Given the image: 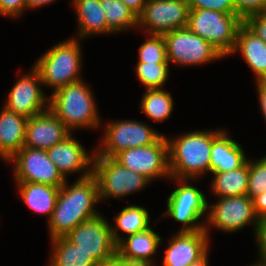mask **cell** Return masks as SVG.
Here are the masks:
<instances>
[{"label": "cell", "mask_w": 266, "mask_h": 266, "mask_svg": "<svg viewBox=\"0 0 266 266\" xmlns=\"http://www.w3.org/2000/svg\"><path fill=\"white\" fill-rule=\"evenodd\" d=\"M60 187L49 223L51 239L65 237L79 224L97 217L94 205L100 201L98 184L93 174H82L72 185Z\"/></svg>", "instance_id": "cell-1"}, {"label": "cell", "mask_w": 266, "mask_h": 266, "mask_svg": "<svg viewBox=\"0 0 266 266\" xmlns=\"http://www.w3.org/2000/svg\"><path fill=\"white\" fill-rule=\"evenodd\" d=\"M222 131H195L167 139L170 178L188 179L210 172L212 141Z\"/></svg>", "instance_id": "cell-2"}, {"label": "cell", "mask_w": 266, "mask_h": 266, "mask_svg": "<svg viewBox=\"0 0 266 266\" xmlns=\"http://www.w3.org/2000/svg\"><path fill=\"white\" fill-rule=\"evenodd\" d=\"M48 99L49 109L70 131L99 126L94 97L82 80L57 89Z\"/></svg>", "instance_id": "cell-3"}, {"label": "cell", "mask_w": 266, "mask_h": 266, "mask_svg": "<svg viewBox=\"0 0 266 266\" xmlns=\"http://www.w3.org/2000/svg\"><path fill=\"white\" fill-rule=\"evenodd\" d=\"M243 19L238 14H227L209 9H189L187 27L209 42L224 57L231 55L236 44L238 28Z\"/></svg>", "instance_id": "cell-4"}, {"label": "cell", "mask_w": 266, "mask_h": 266, "mask_svg": "<svg viewBox=\"0 0 266 266\" xmlns=\"http://www.w3.org/2000/svg\"><path fill=\"white\" fill-rule=\"evenodd\" d=\"M78 39H69L45 52L35 63L43 85L54 87V92L81 79V49Z\"/></svg>", "instance_id": "cell-5"}, {"label": "cell", "mask_w": 266, "mask_h": 266, "mask_svg": "<svg viewBox=\"0 0 266 266\" xmlns=\"http://www.w3.org/2000/svg\"><path fill=\"white\" fill-rule=\"evenodd\" d=\"M92 166L100 200L129 195L150 182L143 175L122 166L114 158L94 157Z\"/></svg>", "instance_id": "cell-6"}, {"label": "cell", "mask_w": 266, "mask_h": 266, "mask_svg": "<svg viewBox=\"0 0 266 266\" xmlns=\"http://www.w3.org/2000/svg\"><path fill=\"white\" fill-rule=\"evenodd\" d=\"M167 61L179 65H198L224 56L188 27L163 34Z\"/></svg>", "instance_id": "cell-7"}, {"label": "cell", "mask_w": 266, "mask_h": 266, "mask_svg": "<svg viewBox=\"0 0 266 266\" xmlns=\"http://www.w3.org/2000/svg\"><path fill=\"white\" fill-rule=\"evenodd\" d=\"M105 129L103 147L93 152L94 157L113 158L122 150L151 145L162 136L148 125L131 120L108 123Z\"/></svg>", "instance_id": "cell-8"}, {"label": "cell", "mask_w": 266, "mask_h": 266, "mask_svg": "<svg viewBox=\"0 0 266 266\" xmlns=\"http://www.w3.org/2000/svg\"><path fill=\"white\" fill-rule=\"evenodd\" d=\"M65 238L90 254L98 263L116 258L112 227L101 215L79 224Z\"/></svg>", "instance_id": "cell-9"}, {"label": "cell", "mask_w": 266, "mask_h": 266, "mask_svg": "<svg viewBox=\"0 0 266 266\" xmlns=\"http://www.w3.org/2000/svg\"><path fill=\"white\" fill-rule=\"evenodd\" d=\"M113 158L149 181L157 177L170 176L168 142L164 135L151 145L122 150Z\"/></svg>", "instance_id": "cell-10"}, {"label": "cell", "mask_w": 266, "mask_h": 266, "mask_svg": "<svg viewBox=\"0 0 266 266\" xmlns=\"http://www.w3.org/2000/svg\"><path fill=\"white\" fill-rule=\"evenodd\" d=\"M180 181V187L175 189L167 200V211L174 220L183 223L179 232H196L206 229L203 223L196 224L206 210H208L207 199L204 193L196 187L185 183L187 179H175ZM195 223V224H194Z\"/></svg>", "instance_id": "cell-11"}, {"label": "cell", "mask_w": 266, "mask_h": 266, "mask_svg": "<svg viewBox=\"0 0 266 266\" xmlns=\"http://www.w3.org/2000/svg\"><path fill=\"white\" fill-rule=\"evenodd\" d=\"M16 182H33L61 187L66 179L50 160L46 150L23 146L11 159Z\"/></svg>", "instance_id": "cell-12"}, {"label": "cell", "mask_w": 266, "mask_h": 266, "mask_svg": "<svg viewBox=\"0 0 266 266\" xmlns=\"http://www.w3.org/2000/svg\"><path fill=\"white\" fill-rule=\"evenodd\" d=\"M188 0H148L138 16V25L149 34L163 35L187 27Z\"/></svg>", "instance_id": "cell-13"}, {"label": "cell", "mask_w": 266, "mask_h": 266, "mask_svg": "<svg viewBox=\"0 0 266 266\" xmlns=\"http://www.w3.org/2000/svg\"><path fill=\"white\" fill-rule=\"evenodd\" d=\"M208 225L225 232L241 230L250 222H254L255 233L260 224L254 211L253 200L245 196L219 198L216 204L208 205Z\"/></svg>", "instance_id": "cell-14"}, {"label": "cell", "mask_w": 266, "mask_h": 266, "mask_svg": "<svg viewBox=\"0 0 266 266\" xmlns=\"http://www.w3.org/2000/svg\"><path fill=\"white\" fill-rule=\"evenodd\" d=\"M29 75H25L16 82L8 95L7 104L4 106L14 113L31 118L49 109L39 84H43L39 73L32 68ZM48 105H46V104ZM45 107H47L45 109Z\"/></svg>", "instance_id": "cell-15"}, {"label": "cell", "mask_w": 266, "mask_h": 266, "mask_svg": "<svg viewBox=\"0 0 266 266\" xmlns=\"http://www.w3.org/2000/svg\"><path fill=\"white\" fill-rule=\"evenodd\" d=\"M112 227V237L116 244V257L121 261L136 266H153L152 254L162 241L151 227L130 235L126 239L119 236L117 229ZM117 232V233H116Z\"/></svg>", "instance_id": "cell-16"}, {"label": "cell", "mask_w": 266, "mask_h": 266, "mask_svg": "<svg viewBox=\"0 0 266 266\" xmlns=\"http://www.w3.org/2000/svg\"><path fill=\"white\" fill-rule=\"evenodd\" d=\"M70 133L71 131L63 122L48 109L28 118L24 146L47 151L55 144L65 140L71 135Z\"/></svg>", "instance_id": "cell-17"}, {"label": "cell", "mask_w": 266, "mask_h": 266, "mask_svg": "<svg viewBox=\"0 0 266 266\" xmlns=\"http://www.w3.org/2000/svg\"><path fill=\"white\" fill-rule=\"evenodd\" d=\"M208 229L196 232H178L169 241L163 266H188L208 251Z\"/></svg>", "instance_id": "cell-18"}, {"label": "cell", "mask_w": 266, "mask_h": 266, "mask_svg": "<svg viewBox=\"0 0 266 266\" xmlns=\"http://www.w3.org/2000/svg\"><path fill=\"white\" fill-rule=\"evenodd\" d=\"M47 153L64 178L68 173L78 172L80 169L86 170L84 174H92L93 166H90V163L93 164L95 155L90 157L84 147L71 135L49 148Z\"/></svg>", "instance_id": "cell-19"}, {"label": "cell", "mask_w": 266, "mask_h": 266, "mask_svg": "<svg viewBox=\"0 0 266 266\" xmlns=\"http://www.w3.org/2000/svg\"><path fill=\"white\" fill-rule=\"evenodd\" d=\"M28 118L3 108L0 113V157L11 159L25 142Z\"/></svg>", "instance_id": "cell-20"}, {"label": "cell", "mask_w": 266, "mask_h": 266, "mask_svg": "<svg viewBox=\"0 0 266 266\" xmlns=\"http://www.w3.org/2000/svg\"><path fill=\"white\" fill-rule=\"evenodd\" d=\"M210 172H228L242 167L248 160L242 147L230 139L225 131L212 141Z\"/></svg>", "instance_id": "cell-21"}, {"label": "cell", "mask_w": 266, "mask_h": 266, "mask_svg": "<svg viewBox=\"0 0 266 266\" xmlns=\"http://www.w3.org/2000/svg\"><path fill=\"white\" fill-rule=\"evenodd\" d=\"M237 50L242 52L246 63L257 75V81H266V43L244 24L238 28L232 54Z\"/></svg>", "instance_id": "cell-22"}, {"label": "cell", "mask_w": 266, "mask_h": 266, "mask_svg": "<svg viewBox=\"0 0 266 266\" xmlns=\"http://www.w3.org/2000/svg\"><path fill=\"white\" fill-rule=\"evenodd\" d=\"M20 196L35 213L47 214L48 221L56 206L60 187L33 182H17Z\"/></svg>", "instance_id": "cell-23"}, {"label": "cell", "mask_w": 266, "mask_h": 266, "mask_svg": "<svg viewBox=\"0 0 266 266\" xmlns=\"http://www.w3.org/2000/svg\"><path fill=\"white\" fill-rule=\"evenodd\" d=\"M73 4L77 11L80 38L93 34L113 33L107 26L100 0H73Z\"/></svg>", "instance_id": "cell-24"}, {"label": "cell", "mask_w": 266, "mask_h": 266, "mask_svg": "<svg viewBox=\"0 0 266 266\" xmlns=\"http://www.w3.org/2000/svg\"><path fill=\"white\" fill-rule=\"evenodd\" d=\"M212 189L219 198L245 196L248 191L249 160L235 170L213 173Z\"/></svg>", "instance_id": "cell-25"}, {"label": "cell", "mask_w": 266, "mask_h": 266, "mask_svg": "<svg viewBox=\"0 0 266 266\" xmlns=\"http://www.w3.org/2000/svg\"><path fill=\"white\" fill-rule=\"evenodd\" d=\"M54 253L49 266H96L98 262L65 237L51 239Z\"/></svg>", "instance_id": "cell-26"}, {"label": "cell", "mask_w": 266, "mask_h": 266, "mask_svg": "<svg viewBox=\"0 0 266 266\" xmlns=\"http://www.w3.org/2000/svg\"><path fill=\"white\" fill-rule=\"evenodd\" d=\"M100 4L113 33L138 26V16L121 0H100Z\"/></svg>", "instance_id": "cell-27"}, {"label": "cell", "mask_w": 266, "mask_h": 266, "mask_svg": "<svg viewBox=\"0 0 266 266\" xmlns=\"http://www.w3.org/2000/svg\"><path fill=\"white\" fill-rule=\"evenodd\" d=\"M146 90L139 109L153 121H164L173 110V99L170 93L163 89Z\"/></svg>", "instance_id": "cell-28"}, {"label": "cell", "mask_w": 266, "mask_h": 266, "mask_svg": "<svg viewBox=\"0 0 266 266\" xmlns=\"http://www.w3.org/2000/svg\"><path fill=\"white\" fill-rule=\"evenodd\" d=\"M116 228L127 235H133L150 227L148 211L137 205L126 206L115 217Z\"/></svg>", "instance_id": "cell-29"}, {"label": "cell", "mask_w": 266, "mask_h": 266, "mask_svg": "<svg viewBox=\"0 0 266 266\" xmlns=\"http://www.w3.org/2000/svg\"><path fill=\"white\" fill-rule=\"evenodd\" d=\"M169 63H138L136 74L146 89H161L169 75Z\"/></svg>", "instance_id": "cell-30"}, {"label": "cell", "mask_w": 266, "mask_h": 266, "mask_svg": "<svg viewBox=\"0 0 266 266\" xmlns=\"http://www.w3.org/2000/svg\"><path fill=\"white\" fill-rule=\"evenodd\" d=\"M149 37L139 48L138 63H169L163 35L150 34Z\"/></svg>", "instance_id": "cell-31"}, {"label": "cell", "mask_w": 266, "mask_h": 266, "mask_svg": "<svg viewBox=\"0 0 266 266\" xmlns=\"http://www.w3.org/2000/svg\"><path fill=\"white\" fill-rule=\"evenodd\" d=\"M266 191V156L251 162L249 160V181L247 196L251 199Z\"/></svg>", "instance_id": "cell-32"}, {"label": "cell", "mask_w": 266, "mask_h": 266, "mask_svg": "<svg viewBox=\"0 0 266 266\" xmlns=\"http://www.w3.org/2000/svg\"><path fill=\"white\" fill-rule=\"evenodd\" d=\"M189 9H209L227 14H237L233 0H188Z\"/></svg>", "instance_id": "cell-33"}, {"label": "cell", "mask_w": 266, "mask_h": 266, "mask_svg": "<svg viewBox=\"0 0 266 266\" xmlns=\"http://www.w3.org/2000/svg\"><path fill=\"white\" fill-rule=\"evenodd\" d=\"M236 13L244 20L247 16L266 10V0H233Z\"/></svg>", "instance_id": "cell-34"}, {"label": "cell", "mask_w": 266, "mask_h": 266, "mask_svg": "<svg viewBox=\"0 0 266 266\" xmlns=\"http://www.w3.org/2000/svg\"><path fill=\"white\" fill-rule=\"evenodd\" d=\"M243 24L266 43V10L247 16Z\"/></svg>", "instance_id": "cell-35"}, {"label": "cell", "mask_w": 266, "mask_h": 266, "mask_svg": "<svg viewBox=\"0 0 266 266\" xmlns=\"http://www.w3.org/2000/svg\"><path fill=\"white\" fill-rule=\"evenodd\" d=\"M26 8V0H0L1 16L19 17Z\"/></svg>", "instance_id": "cell-36"}, {"label": "cell", "mask_w": 266, "mask_h": 266, "mask_svg": "<svg viewBox=\"0 0 266 266\" xmlns=\"http://www.w3.org/2000/svg\"><path fill=\"white\" fill-rule=\"evenodd\" d=\"M257 238L258 249L260 253V261L261 263L266 264V220L260 222L258 226L257 233L255 234Z\"/></svg>", "instance_id": "cell-37"}, {"label": "cell", "mask_w": 266, "mask_h": 266, "mask_svg": "<svg viewBox=\"0 0 266 266\" xmlns=\"http://www.w3.org/2000/svg\"><path fill=\"white\" fill-rule=\"evenodd\" d=\"M252 200L254 211L259 221L266 220V191L257 195Z\"/></svg>", "instance_id": "cell-38"}, {"label": "cell", "mask_w": 266, "mask_h": 266, "mask_svg": "<svg viewBox=\"0 0 266 266\" xmlns=\"http://www.w3.org/2000/svg\"><path fill=\"white\" fill-rule=\"evenodd\" d=\"M257 91L260 103V109L266 120V81H257Z\"/></svg>", "instance_id": "cell-39"}, {"label": "cell", "mask_w": 266, "mask_h": 266, "mask_svg": "<svg viewBox=\"0 0 266 266\" xmlns=\"http://www.w3.org/2000/svg\"><path fill=\"white\" fill-rule=\"evenodd\" d=\"M128 6L137 16H139L148 0H121Z\"/></svg>", "instance_id": "cell-40"}, {"label": "cell", "mask_w": 266, "mask_h": 266, "mask_svg": "<svg viewBox=\"0 0 266 266\" xmlns=\"http://www.w3.org/2000/svg\"><path fill=\"white\" fill-rule=\"evenodd\" d=\"M96 266H136V265L125 263L116 257L111 261L98 263Z\"/></svg>", "instance_id": "cell-41"}, {"label": "cell", "mask_w": 266, "mask_h": 266, "mask_svg": "<svg viewBox=\"0 0 266 266\" xmlns=\"http://www.w3.org/2000/svg\"><path fill=\"white\" fill-rule=\"evenodd\" d=\"M54 0H26V7L27 8H35L39 7L48 3L53 2Z\"/></svg>", "instance_id": "cell-42"}, {"label": "cell", "mask_w": 266, "mask_h": 266, "mask_svg": "<svg viewBox=\"0 0 266 266\" xmlns=\"http://www.w3.org/2000/svg\"><path fill=\"white\" fill-rule=\"evenodd\" d=\"M208 253H206L202 258H200L198 261L189 264L188 266H208Z\"/></svg>", "instance_id": "cell-43"}, {"label": "cell", "mask_w": 266, "mask_h": 266, "mask_svg": "<svg viewBox=\"0 0 266 266\" xmlns=\"http://www.w3.org/2000/svg\"><path fill=\"white\" fill-rule=\"evenodd\" d=\"M253 266H266V264H264V263H259V261L257 262V264H254Z\"/></svg>", "instance_id": "cell-44"}]
</instances>
